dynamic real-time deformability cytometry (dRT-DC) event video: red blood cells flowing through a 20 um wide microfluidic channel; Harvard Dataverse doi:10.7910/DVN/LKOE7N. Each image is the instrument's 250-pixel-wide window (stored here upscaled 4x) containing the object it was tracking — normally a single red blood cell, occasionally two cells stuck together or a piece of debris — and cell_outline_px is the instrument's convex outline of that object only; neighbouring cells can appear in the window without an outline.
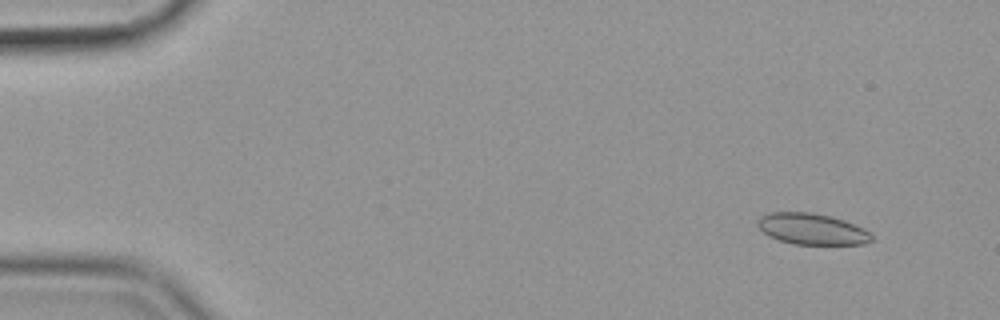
{"species": "common noctule bat (a hibernating species)", "species_latin": "Nyctalus noctula", "temperature_condition": "cold", "stored_images_in_passage": 56, "camera_frame_rate_fps": 3000, "um_per_image_px": 0.085, "animal": {"sex": "female", "body_mass_g": 19.9}, "frame": {"image": 1, "passage_image": 4, "time_ms": 1.0, "image_size_px": [1000, 320], "cell_outline_px": [[872, 240], [864, 244], [796, 244], [780, 240], [768, 236], [756, 224], [756, 220], [760, 216], [768, 212], [812, 212], [832, 216], [844, 220], [864, 228], [872, 236]], "centroid_in_image_um": [68.99, 19.45], "position_along_channel_um": 16.0, "area_um2": 20.75}}
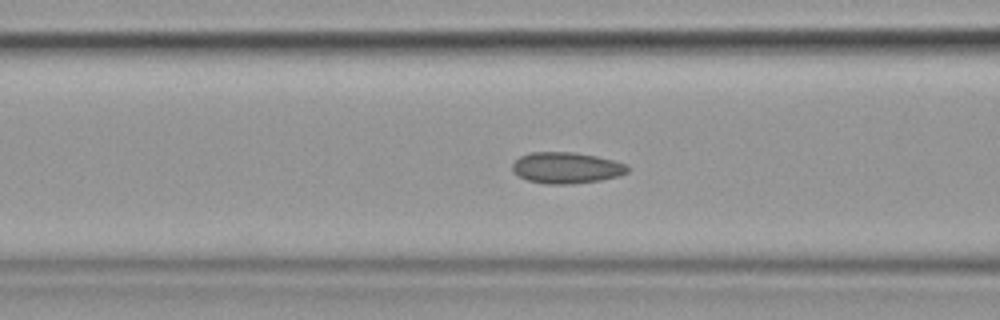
{"frame": {"image": 2, "passage_image": 22, "time_ms": 7.0, "image_size_px": [1000, 320], "cell_outline_px": [[628, 172], [620, 176], [600, 180], [572, 184], [544, 184], [528, 180], [512, 172], [512, 164], [520, 156], [528, 152], [572, 152], [596, 156], [628, 164]], "centroid_in_image_um": [48.14, 14.26], "position_along_channel_um": 118.5, "area_um2": 21.04}}
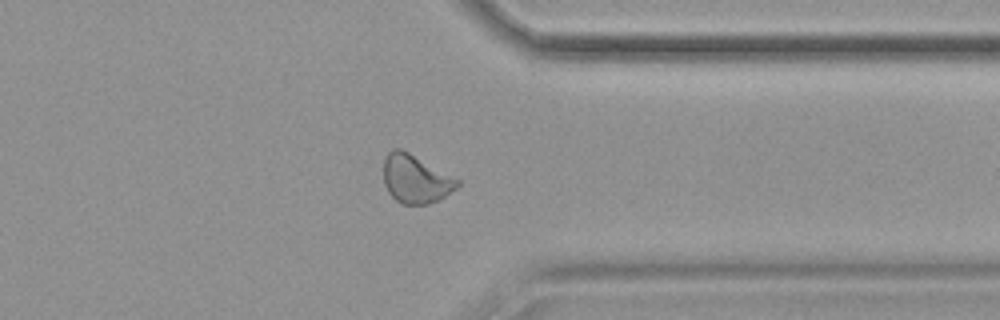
{"frame": {"image": 3, "passage_image": 44, "time_ms": 14.333, "image_size_px": [1000, 320], "cell_outline_px": [[460, 184], [456, 188], [444, 196], [428, 204], [404, 204], [396, 200], [388, 192], [384, 184], [384, 160], [388, 152], [392, 148], [400, 148], [408, 152], [460, 180]], "centroid_in_image_um": [35.3, 15.2], "position_along_channel_um": 376.1, "area_um2": 20.52}, "authors_computed_cell_mechanics": {"area_um2": 20.8658, "velocity_mm_per_s": 3.56, "shape_relaxation_time_tau1_ms": null, "shape_relaxation_time_tau2_ms": 1.8969, "deformation_change_tau1": null, "deformation_change_tau2": 0.0685}}